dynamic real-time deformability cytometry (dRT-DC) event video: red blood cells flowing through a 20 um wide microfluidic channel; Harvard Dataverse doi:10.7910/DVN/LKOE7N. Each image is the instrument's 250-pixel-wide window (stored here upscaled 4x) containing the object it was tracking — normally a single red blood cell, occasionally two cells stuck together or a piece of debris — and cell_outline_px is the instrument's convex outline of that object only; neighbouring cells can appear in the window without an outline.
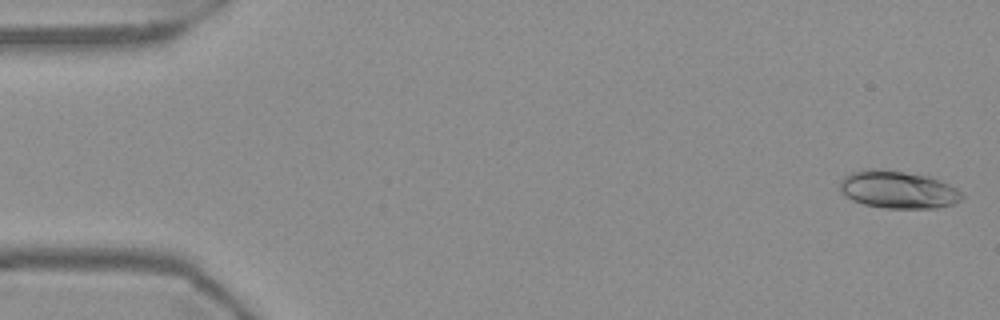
{"species": "Egyptian fruit bat (a non-hibernating species)", "species_latin": "Rousettus aegyptiacus", "temperature_condition": "warm", "stored_images_in_passage": 55, "camera_frame_rate_fps": 3000, "um_per_image_px": 0.085, "frame": {"image": 1, "passage_image": 2, "time_ms": 0.333, "image_size_px": [1000, 320], "cell_outline_px": [[964, 200], [956, 204], [936, 208], [884, 208], [864, 204], [852, 200], [844, 196], [840, 192], [840, 180], [844, 176], [852, 172], [864, 168], [880, 168], [928, 176], [940, 180], [964, 192]], "centroid_in_image_um": [76.35, 16.12], "position_along_channel_um": 8.7, "area_um2": 27.22}}
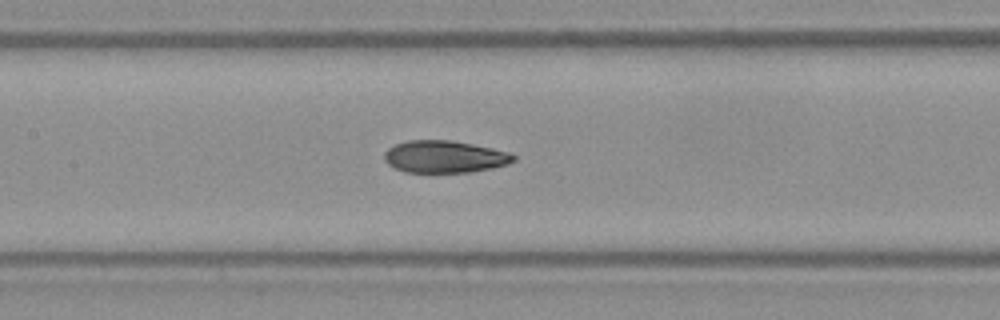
{"frame": {"image": 2, "passage_image": 26, "time_ms": 8.333, "image_size_px": [1000, 320], "cell_outline_px": [[516, 160], [508, 164], [492, 168], [468, 172], [404, 172], [388, 164], [384, 160], [384, 152], [388, 148], [396, 144], [408, 140], [452, 140], [492, 148], [508, 152], [516, 156]], "centroid_in_image_um": [37.78, 13.32], "position_along_channel_um": 169.6, "area_um2": 24.22}}
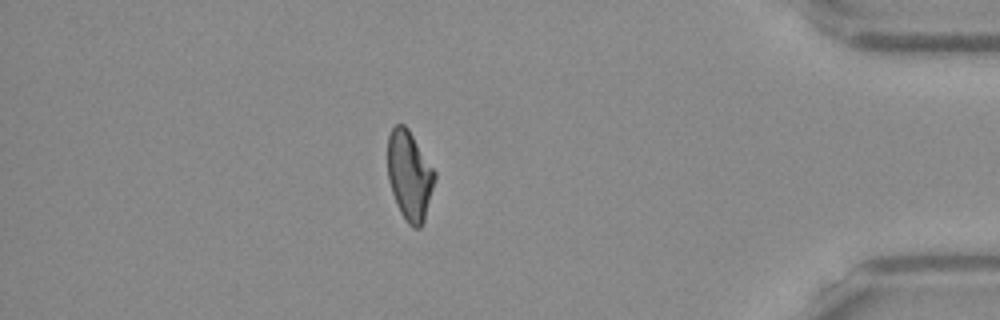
{"frame": {"image": 3, "passage_image": 48, "time_ms": 15.667, "image_size_px": [1000, 320], "cell_outline_px": [[436, 176], [424, 220], [420, 228], [412, 228], [408, 224], [400, 212], [392, 192], [388, 180], [388, 136], [392, 128], [396, 124], [404, 124], [408, 128], [436, 172]], "centroid_in_image_um": [34.8, 14.91], "position_along_channel_um": 400.4, "area_um2": 24.39}, "authors_computed_cell_mechanics": {"area_um2": 24.854, "velocity_mm_per_s": 3.7049, "shape_relaxation_time_tau1_ms": null, "shape_relaxation_time_tau2_ms": 2.213, "deformation_change_tau1": null, "deformation_change_tau2": 0.0773}}